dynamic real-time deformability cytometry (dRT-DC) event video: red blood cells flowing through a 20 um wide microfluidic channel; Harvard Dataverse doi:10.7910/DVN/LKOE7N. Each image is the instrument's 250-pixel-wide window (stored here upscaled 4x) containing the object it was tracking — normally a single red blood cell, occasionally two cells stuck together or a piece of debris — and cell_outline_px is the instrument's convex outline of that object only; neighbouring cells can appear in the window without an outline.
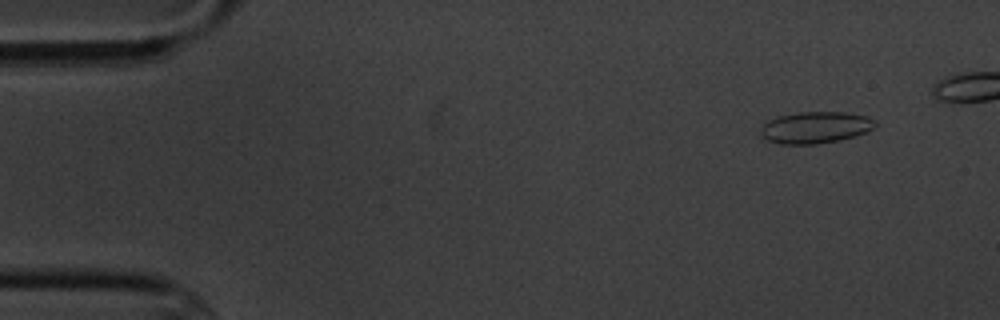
{"species": "common noctule bat (a hibernating species)", "species_latin": "Nyctalus noctula", "temperature_condition": "cold", "stored_images_in_passage": 7, "camera_frame_rate_fps": 3000, "um_per_image_px": 0.085, "animal": {"sex": "male", "body_mass_g": 20.1, "forearm_length_mm": 53.5}, "frame": {"image": 1, "passage_image": 2, "time_ms": 1.0, "image_size_px": [1000, 320], "cell_outline_px": [[876, 124], [868, 132], [840, 140], [816, 144], [780, 144], [764, 140], [760, 136], [760, 128], [768, 120], [780, 116], [800, 112], [844, 112], [868, 116]], "centroid_in_image_um": [69.27, 10.85], "position_along_channel_um": 15.7, "area_um2": 21.21}}
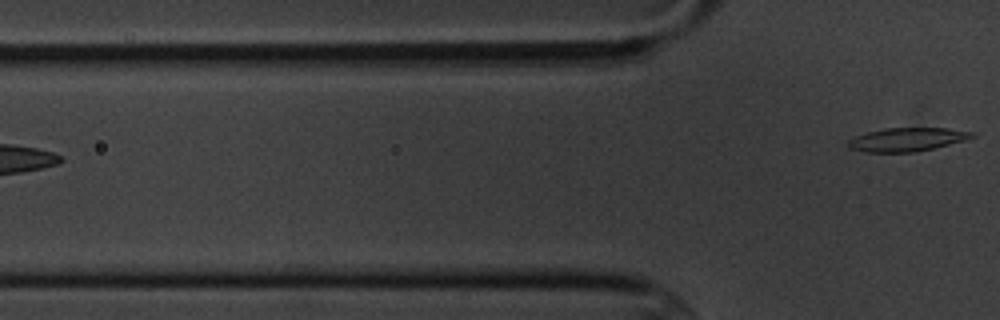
{"frame": {"image": 2, "passage_image": 7, "time_ms": 7.0, "image_size_px": [1000, 320], "cell_outline_px": [[976, 136], [964, 140], [916, 152], [864, 152], [848, 148], [844, 144], [848, 140], [856, 136], [868, 132], [888, 128], [948, 128], [976, 132]], "centroid_in_image_um": [77.07, 11.86], "position_along_channel_um": 48.7, "area_um2": 16.99}}